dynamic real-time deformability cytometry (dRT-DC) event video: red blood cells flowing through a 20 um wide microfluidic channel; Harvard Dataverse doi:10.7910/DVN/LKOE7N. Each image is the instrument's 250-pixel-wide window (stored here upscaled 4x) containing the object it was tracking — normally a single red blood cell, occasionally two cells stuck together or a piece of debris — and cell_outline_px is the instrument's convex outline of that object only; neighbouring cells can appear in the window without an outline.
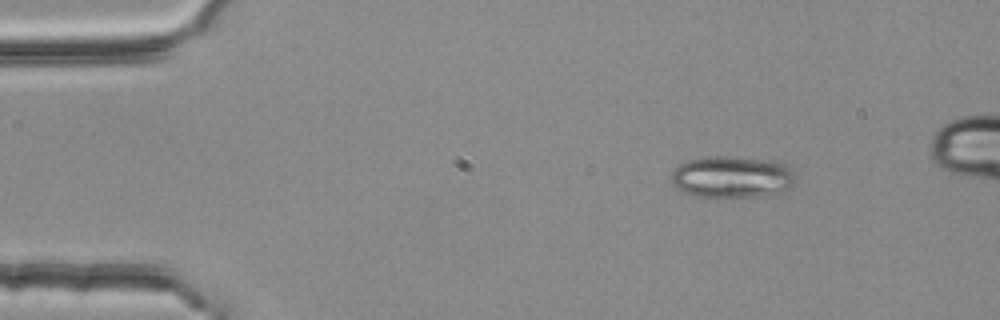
{"species": "common noctule bat (a hibernating species)", "species_latin": "Nyctalus noctula", "temperature_condition": "room temperature", "stored_images_in_passage": 47, "camera_frame_rate_fps": 3000, "um_per_image_px": 0.085, "animal": {"sex": "female", "body_mass_g": 25.1}, "frame": {"image": 1, "passage_image": 1, "time_ms": 0.0, "image_size_px": [1000, 320], "cell_outline_px": [[796, 176], [792, 184], [780, 196], [700, 196], [684, 192], [676, 188], [672, 184], [672, 172], [680, 164], [688, 160], [708, 156], [724, 156], [768, 160], [788, 164], [792, 168]], "centroid_in_image_um": [62.29, 15.04], "position_along_channel_um": 22.7, "area_um2": 30.4}}
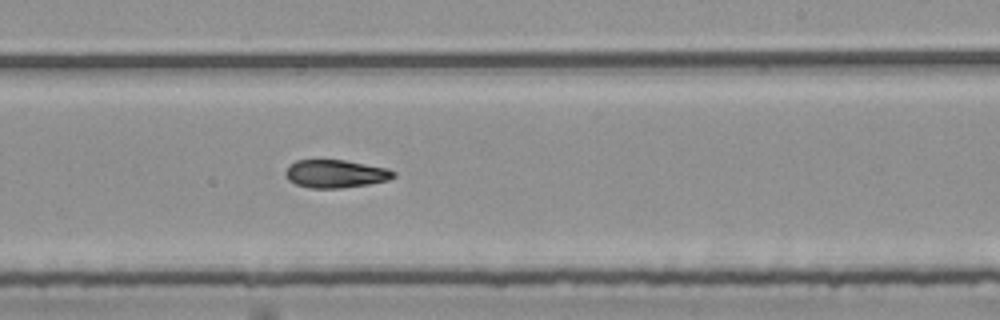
{"frame": {"image": 2, "passage_image": 26, "time_ms": 8.333, "image_size_px": [1000, 320], "cell_outline_px": [[396, 176], [388, 180], [368, 184], [340, 188], [308, 188], [296, 184], [288, 180], [284, 176], [284, 172], [288, 164], [296, 160], [344, 160], [388, 168], [396, 172]], "centroid_in_image_um": [28.49, 14.77], "position_along_channel_um": 260.5, "area_um2": 17.8}}
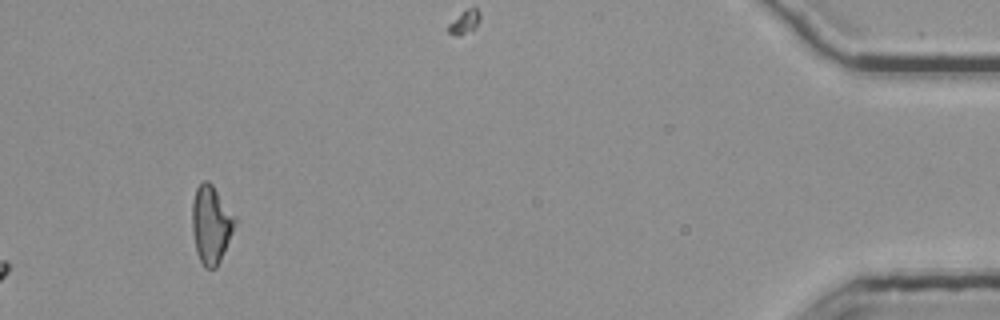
{"frame": {"image": 3, "passage_image": 47, "time_ms": 15.333, "image_size_px": [1000, 320], "cell_outline_px": [[236, 224], [220, 260], [216, 268], [204, 268], [196, 252], [192, 232], [192, 204], [196, 188], [204, 180], [208, 180], [212, 184], [236, 216]], "centroid_in_image_um": [17.93, 19.07], "position_along_channel_um": 417.3, "area_um2": 19.42}, "authors_computed_cell_mechanics": {"area_um2": 18.1492, "velocity_mm_per_s": 3.8059, "shape_relaxation_time_tau1_ms": 7.3309, "shape_relaxation_time_tau2_ms": null, "deformation_change_tau1": 0.1668, "deformation_change_tau2": null}}